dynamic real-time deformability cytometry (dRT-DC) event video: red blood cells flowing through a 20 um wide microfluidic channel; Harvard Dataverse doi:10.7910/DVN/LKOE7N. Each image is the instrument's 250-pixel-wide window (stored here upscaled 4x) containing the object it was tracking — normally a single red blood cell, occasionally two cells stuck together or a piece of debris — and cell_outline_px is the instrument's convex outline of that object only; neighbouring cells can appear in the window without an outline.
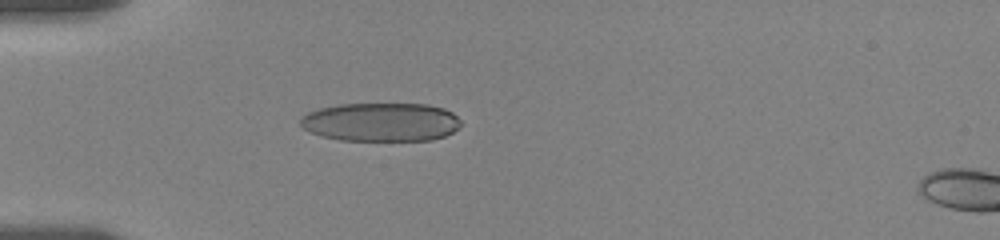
{"species": "human", "species_latin": "Homo sapiens", "temperature_condition": "room temperature", "stored_images_in_passage": 12, "camera_frame_rate_fps": 3000, "um_per_image_px": 0.085, "donor": {"sex": "female"}, "frame": {"image": 1, "passage_image": 9, "time_ms": 5.333, "image_size_px": [1000, 240], "cell_outline_px": [[460, 124], [452, 132], [444, 136], [432, 140], [340, 140], [320, 136], [304, 128], [300, 124], [300, 116], [308, 112], [320, 108], [336, 104], [428, 104], [444, 108], [452, 112], [460, 120]], "centroid_in_image_um": [32.36, 10.37], "position_along_channel_um": 52.6, "area_um2": 36.18}}
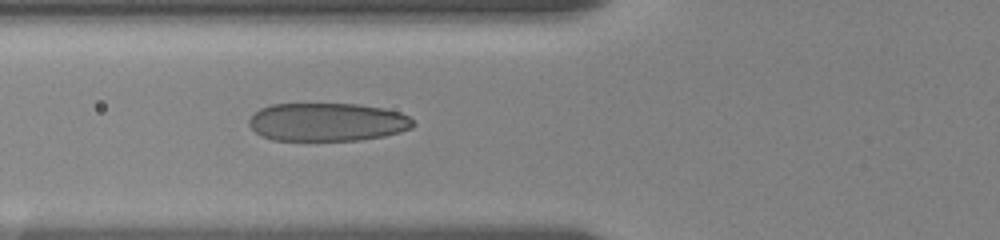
{"frame": {"image": 2, "passage_image": 12, "time_ms": 7.0, "image_size_px": [1000, 240], "cell_outline_px": [[416, 124], [412, 128], [400, 132], [384, 136], [360, 140], [272, 140], [260, 136], [248, 124], [248, 120], [260, 108], [272, 104], [356, 104], [384, 108], [400, 112], [408, 116]], "centroid_in_image_um": [27.83, 10.37], "position_along_channel_um": 98.0, "area_um2": 36.7}}